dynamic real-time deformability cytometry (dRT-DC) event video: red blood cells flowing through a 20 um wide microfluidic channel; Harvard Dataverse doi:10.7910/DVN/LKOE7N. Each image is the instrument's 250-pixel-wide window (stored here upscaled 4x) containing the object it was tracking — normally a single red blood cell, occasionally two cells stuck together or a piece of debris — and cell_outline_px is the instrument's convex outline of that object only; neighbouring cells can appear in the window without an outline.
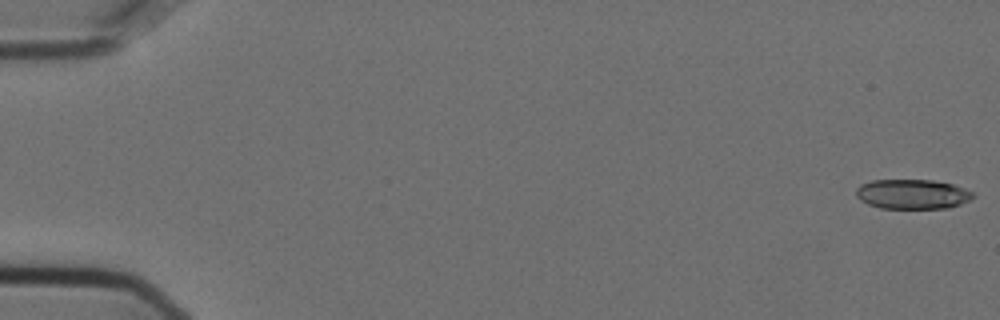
{"species": "Egyptian fruit bat (a non-hibernating species)", "species_latin": "Rousettus aegyptiacus", "temperature_condition": "cold", "stored_images_in_passage": 57, "camera_frame_rate_fps": 3000, "um_per_image_px": 0.085, "animal": {"sex": "female"}, "frame": {"image": 1, "passage_image": 1, "time_ms": 0.0, "image_size_px": [1000, 320], "cell_outline_px": [[972, 196], [968, 200], [960, 204], [948, 208], [880, 208], [868, 204], [860, 200], [856, 196], [856, 188], [860, 184], [872, 180], [932, 180], [952, 184], [964, 188], [972, 192]], "centroid_in_image_um": [77.5, 16.5], "position_along_channel_um": 7.5, "area_um2": 20.11}}
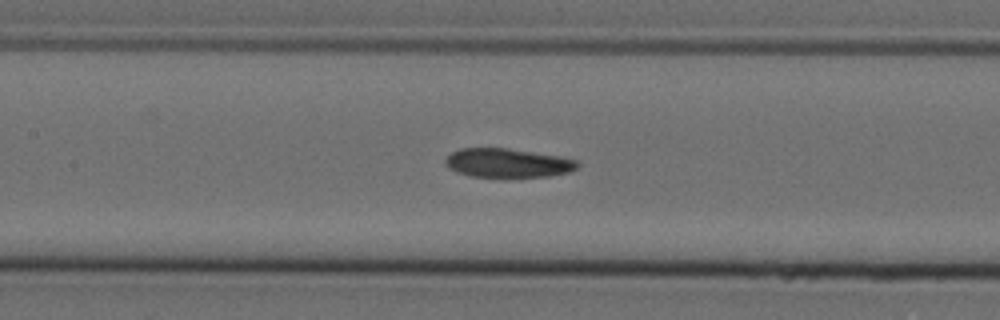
{"frame": {"image": 2, "passage_image": 27, "time_ms": 8.667, "image_size_px": [1000, 320], "cell_outline_px": [[580, 164], [576, 168], [568, 172], [548, 176], [468, 176], [456, 172], [448, 168], [444, 164], [444, 160], [452, 152], [460, 148], [504, 148], [560, 156], [580, 160]], "centroid_in_image_um": [43.13, 13.84], "position_along_channel_um": 164.3, "area_um2": 22.14}}
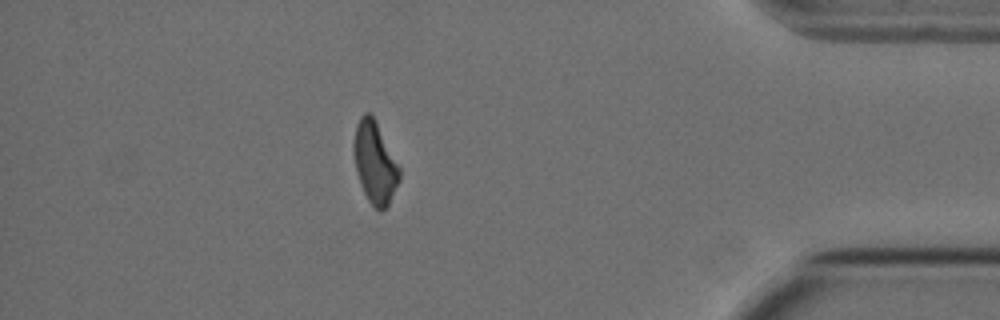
{"frame": {"image": 3, "passage_image": 50, "time_ms": 16.333, "image_size_px": [1000, 320], "cell_outline_px": [[400, 180], [388, 204], [380, 212], [368, 200], [360, 184], [352, 152], [352, 144], [356, 124], [360, 116], [364, 112], [368, 112], [376, 120], [400, 168]], "centroid_in_image_um": [31.84, 13.79], "position_along_channel_um": 403.4, "area_um2": 21.79}, "authors_computed_cell_mechanics": {"area_um2": 22.7732, "velocity_mm_per_s": 3.6151, "shape_relaxation_time_tau1_ms": 7.2244, "shape_relaxation_time_tau2_ms": 6.214, "deformation_change_tau1": 0.1669, "deformation_change_tau2": 0.1338}}